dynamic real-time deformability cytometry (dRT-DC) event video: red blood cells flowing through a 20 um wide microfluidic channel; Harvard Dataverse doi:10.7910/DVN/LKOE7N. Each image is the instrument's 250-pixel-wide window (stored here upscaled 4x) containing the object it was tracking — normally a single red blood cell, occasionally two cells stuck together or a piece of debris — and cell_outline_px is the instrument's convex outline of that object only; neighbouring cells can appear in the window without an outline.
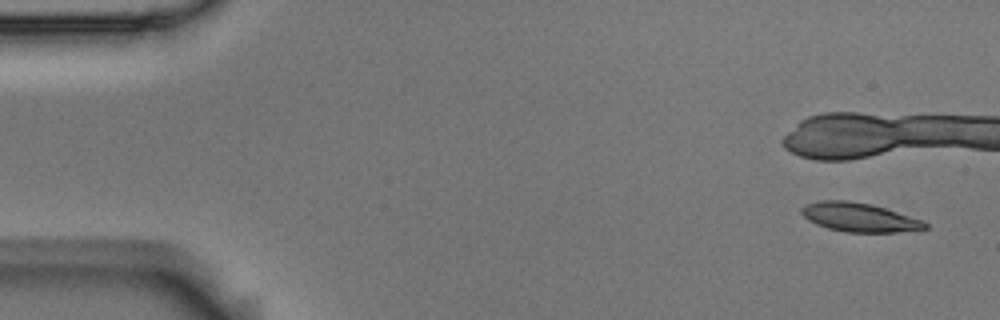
{"species": "Egyptian fruit bat (a non-hibernating species)", "species_latin": "Rousettus aegyptiacus", "temperature_condition": "room temperature", "stored_images_in_passage": 3, "camera_frame_rate_fps": 3000, "um_per_image_px": 0.085, "animal": {"sex": "male"}, "frame": {"image": 1, "passage_image": 1, "time_ms": 0.0, "image_size_px": [1000, 320], "cell_outline_px": [[928, 228], [896, 232], [844, 232], [828, 228], [816, 224], [808, 220], [800, 212], [800, 208], [804, 204], [820, 200], [848, 200], [872, 204], [920, 220], [928, 224]], "centroid_in_image_um": [72.96, 18.46], "position_along_channel_um": 12.0, "area_um2": 20.69}}